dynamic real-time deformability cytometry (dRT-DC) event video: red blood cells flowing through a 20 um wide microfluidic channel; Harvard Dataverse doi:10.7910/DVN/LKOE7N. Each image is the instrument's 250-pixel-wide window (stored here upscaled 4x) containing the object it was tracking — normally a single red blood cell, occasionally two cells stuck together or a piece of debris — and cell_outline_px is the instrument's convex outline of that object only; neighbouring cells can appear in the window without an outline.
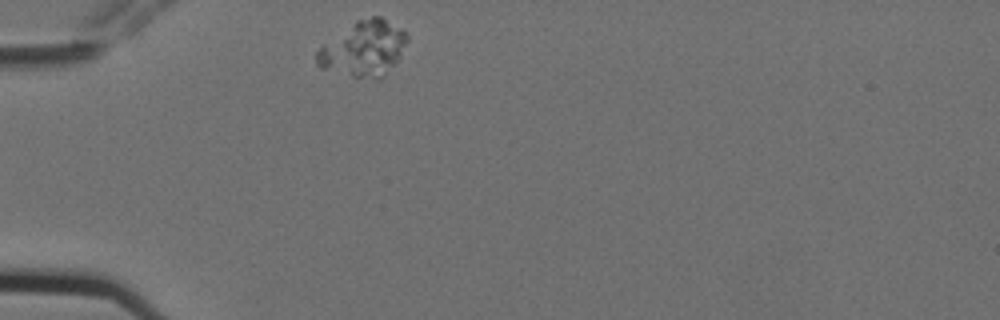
{"species": "Egyptian fruit bat (a non-hibernating species)", "species_latin": "Rousettus aegyptiacus", "temperature_condition": "cold", "stored_images_in_passage": 7, "camera_frame_rate_fps": 3000, "um_per_image_px": 0.085, "animal": {"sex": "female"}, "frame": {"image": 1, "passage_image": 1, "time_ms": 0.0, "image_size_px": [1000, 320], "cell_outline_px": [[408, 40], [400, 56], [384, 76], [380, 80], [376, 80], [352, 76], [320, 68], [316, 64], [316, 52], [324, 44], [356, 20], [372, 16], [380, 16], [400, 28], [408, 36]], "centroid_in_image_um": [30.91, 4.15], "position_along_channel_um": 54.1, "area_um2": 28.84}}
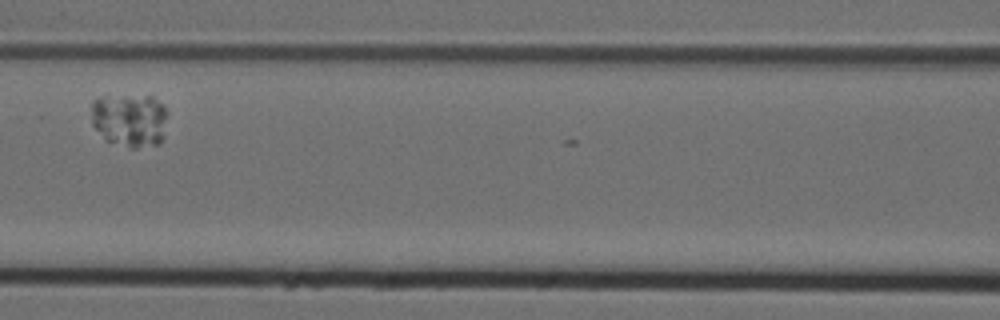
{"frame": {"image": 2, "passage_image": 4, "time_ms": 1.0, "image_size_px": [1000, 320], "cell_outline_px": [[164, 116], [160, 144], [136, 148], [132, 148], [104, 140], [92, 124], [92, 100], [100, 96], [152, 96], [164, 104]], "centroid_in_image_um": [10.96, 10.19], "position_along_channel_um": 155.6, "area_um2": 23.52}}
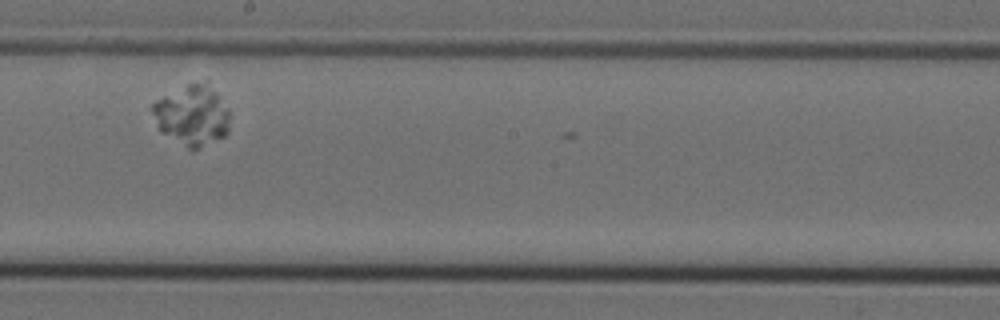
{"frame": {"image": 3, "passage_image": 6, "time_ms": 1.667, "image_size_px": [1000, 320], "cell_outline_px": [[228, 132], [224, 136], [200, 148], [188, 148], [160, 132], [156, 124], [152, 112], [152, 104], [156, 100], [188, 84], [204, 80], [208, 80], [216, 92], [228, 112]], "centroid_in_image_um": [16.32, 9.79], "position_along_channel_um": 231.9, "area_um2": 26.93}}